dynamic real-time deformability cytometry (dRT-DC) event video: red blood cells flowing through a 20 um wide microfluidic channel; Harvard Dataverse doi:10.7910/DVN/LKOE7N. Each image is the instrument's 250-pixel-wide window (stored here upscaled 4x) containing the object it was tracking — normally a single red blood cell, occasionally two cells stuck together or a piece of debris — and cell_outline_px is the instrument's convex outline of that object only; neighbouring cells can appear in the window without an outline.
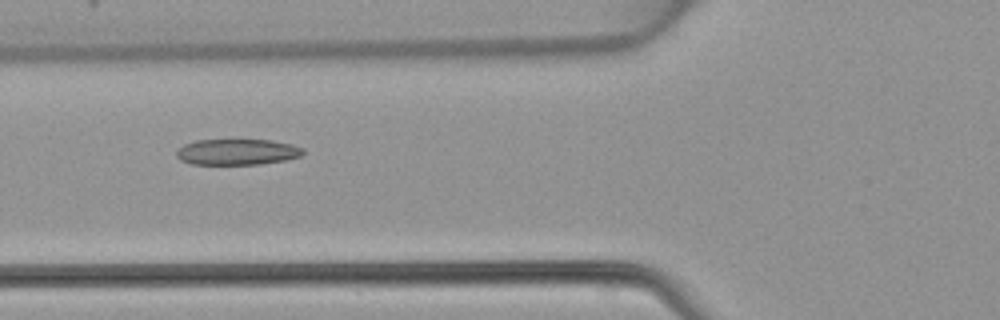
{"species": "common noctule bat (a hibernating species)", "species_latin": "Nyctalus noctula", "temperature_condition": "warm", "stored_images_in_passage": 47, "camera_frame_rate_fps": 3000, "um_per_image_px": 0.085, "animal": {"sex": "female", "body_mass_g": 22.7, "forearm_length_mm": 54.2}, "frame": {"image": 1, "passage_image": 18, "time_ms": 5.667, "image_size_px": [1000, 320], "cell_outline_px": [[304, 152], [300, 156], [284, 160], [260, 164], [192, 164], [180, 160], [176, 156], [176, 152], [184, 144], [196, 140], [272, 140], [292, 144], [304, 148]], "centroid_in_image_um": [20.16, 12.91], "position_along_channel_um": 105.6, "area_um2": 19.07}}
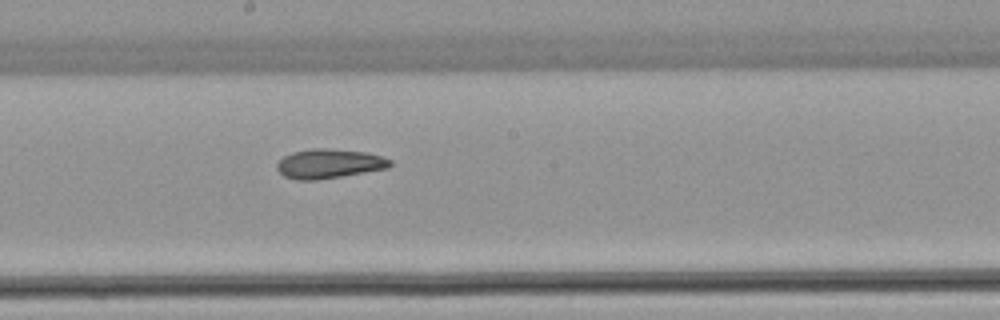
{"frame": {"image": 2, "passage_image": 26, "time_ms": 8.333, "image_size_px": [1000, 320], "cell_outline_px": [[392, 164], [388, 168], [316, 180], [296, 180], [284, 176], [276, 168], [276, 164], [284, 156], [292, 152], [312, 148], [328, 148], [368, 152], [392, 160]], "centroid_in_image_um": [27.96, 13.9], "position_along_channel_um": 220.2, "area_um2": 19.36}}
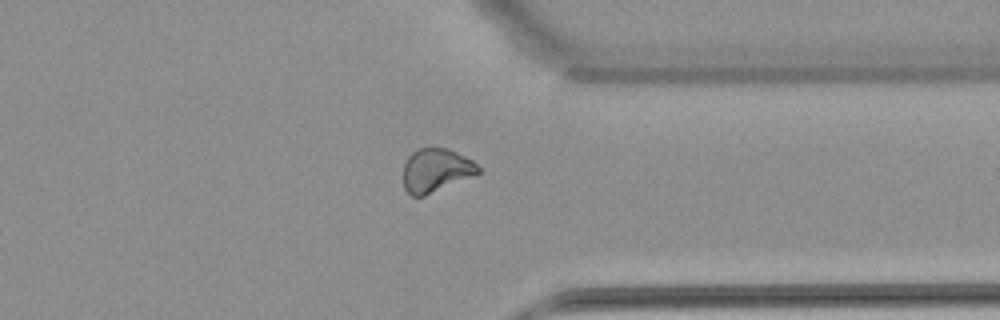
{"frame": {"image": 3, "passage_image": 37, "time_ms": 12.0, "image_size_px": [1000, 320], "cell_outline_px": [[480, 172], [424, 196], [412, 196], [404, 188], [404, 164], [408, 156], [416, 148], [448, 148], [472, 160], [480, 168]], "centroid_in_image_um": [37.02, 14.46], "position_along_channel_um": 374.4, "area_um2": 18.73}}